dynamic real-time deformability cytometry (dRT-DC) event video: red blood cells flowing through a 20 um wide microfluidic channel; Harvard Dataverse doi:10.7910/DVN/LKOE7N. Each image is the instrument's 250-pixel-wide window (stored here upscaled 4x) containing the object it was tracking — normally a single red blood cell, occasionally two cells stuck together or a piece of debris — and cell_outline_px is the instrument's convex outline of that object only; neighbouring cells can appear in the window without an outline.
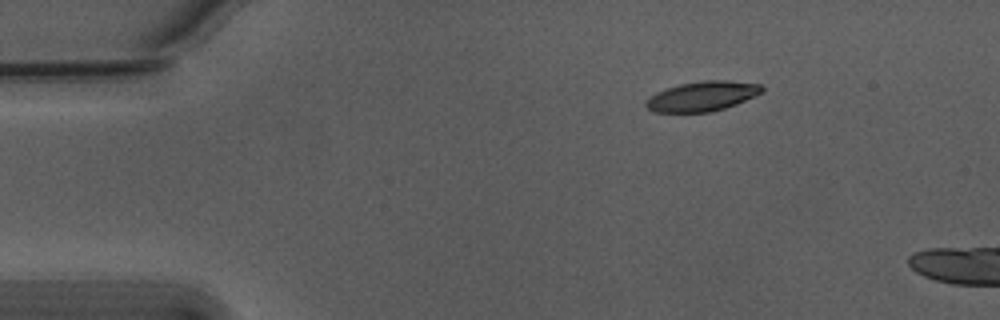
{"species": "Egyptian fruit bat (a non-hibernating species)", "species_latin": "Rousettus aegyptiacus", "temperature_condition": "warm", "stored_images_in_passage": 5, "camera_frame_rate_fps": 3000, "um_per_image_px": 0.085, "animal": {"sex": "male"}, "frame": {"image": 1, "passage_image": 1, "time_ms": 0.0, "image_size_px": [1000, 320], "cell_outline_px": [[764, 92], [756, 96], [736, 104], [724, 108], [708, 112], [652, 112], [644, 104], [656, 92], [680, 84], [704, 80], [728, 80], [760, 84], [764, 88]], "centroid_in_image_um": [59.74, 8.17], "position_along_channel_um": 25.3, "area_um2": 20.06}}